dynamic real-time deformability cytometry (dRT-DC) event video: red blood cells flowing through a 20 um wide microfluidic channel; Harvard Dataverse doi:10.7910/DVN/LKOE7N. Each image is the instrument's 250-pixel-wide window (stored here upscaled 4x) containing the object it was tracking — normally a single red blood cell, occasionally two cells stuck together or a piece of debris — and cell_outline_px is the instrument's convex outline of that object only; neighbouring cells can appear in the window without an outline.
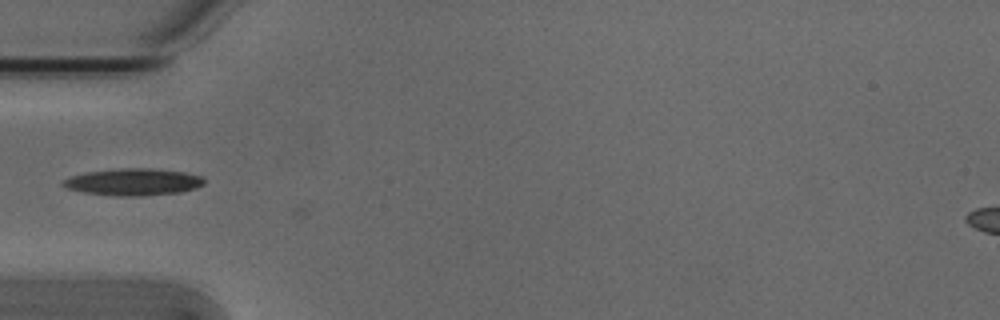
{"species": "Egyptian fruit bat (a non-hibernating species)", "species_latin": "Rousettus aegyptiacus", "temperature_condition": "cold", "stored_images_in_passage": 2, "camera_frame_rate_fps": 3000, "um_per_image_px": 0.085, "animal": {"sex": "male"}, "frame": {"image": 1, "passage_image": 2, "time_ms": 0.333, "image_size_px": [1000, 320], "cell_outline_px": [[204, 184], [196, 188], [180, 192], [140, 196], [120, 196], [84, 192], [68, 188], [60, 184], [64, 180], [72, 176], [84, 172], [120, 168], [152, 168], [184, 172], [200, 176], [204, 180]], "centroid_in_image_um": [11.33, 15.46], "position_along_channel_um": 73.7, "area_um2": 22.02}}